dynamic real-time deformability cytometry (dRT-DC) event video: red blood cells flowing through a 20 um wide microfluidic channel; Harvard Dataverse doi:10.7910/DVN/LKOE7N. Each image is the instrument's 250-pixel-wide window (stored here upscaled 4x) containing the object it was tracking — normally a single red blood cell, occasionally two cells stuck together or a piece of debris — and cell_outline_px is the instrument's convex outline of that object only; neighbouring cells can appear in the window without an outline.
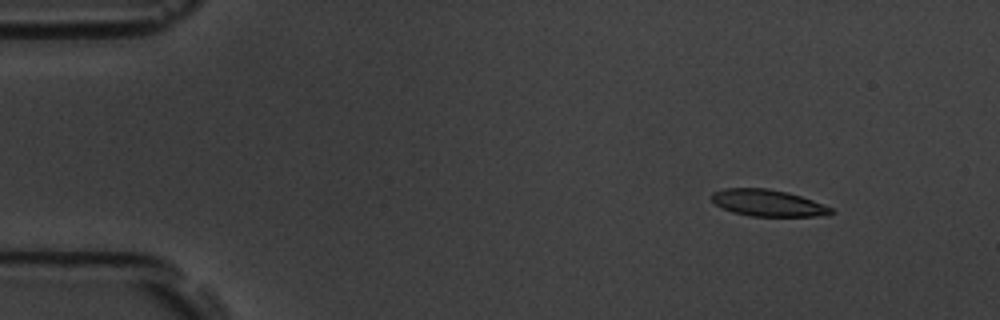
{"species": "common noctule bat (a hibernating species)", "species_latin": "Nyctalus noctula", "temperature_condition": "room temperature", "stored_images_in_passage": 5, "camera_frame_rate_fps": 3000, "um_per_image_px": 0.085, "animal": {"sex": "male", "body_mass_g": 19.5, "forearm_length_mm": 54.6}, "frame": {"image": 1, "passage_image": 2, "time_ms": 1.333, "image_size_px": [1000, 320], "cell_outline_px": [[836, 212], [828, 216], [748, 216], [732, 212], [716, 204], [712, 200], [712, 192], [724, 188], [768, 188], [788, 192], [812, 200], [832, 208]], "centroid_in_image_um": [65.29, 17.25], "position_along_channel_um": 19.7, "area_um2": 18.61}}
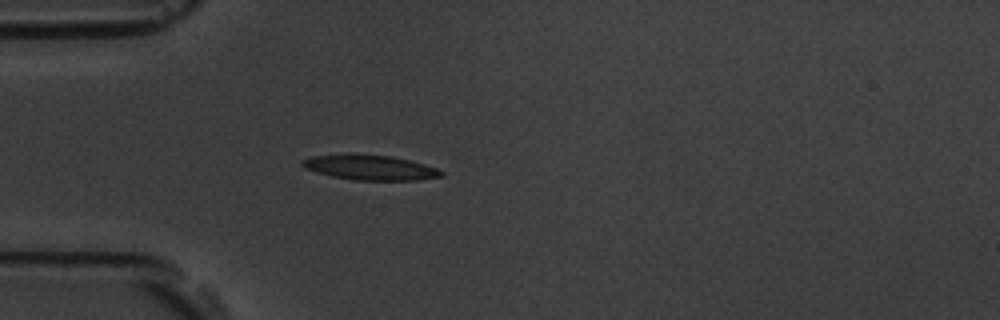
{"frame": {"image": 2, "passage_image": 5, "time_ms": 4.667, "image_size_px": [1000, 320], "cell_outline_px": [[444, 172], [440, 176], [416, 180], [356, 180], [332, 176], [304, 168], [300, 164], [300, 160], [312, 156], [392, 156], [424, 164], [436, 168]], "centroid_in_image_um": [31.47, 14.27], "position_along_channel_um": 53.5, "area_um2": 19.31}}